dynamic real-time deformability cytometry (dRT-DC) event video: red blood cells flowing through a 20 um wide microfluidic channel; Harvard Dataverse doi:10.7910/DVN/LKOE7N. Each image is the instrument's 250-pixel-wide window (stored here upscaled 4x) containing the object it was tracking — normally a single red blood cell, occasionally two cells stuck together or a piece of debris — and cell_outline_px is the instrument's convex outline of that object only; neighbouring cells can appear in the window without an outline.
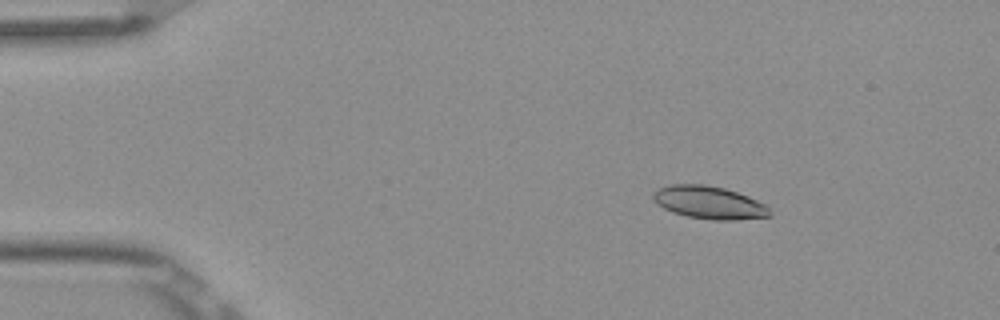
{"species": "Egyptian fruit bat (a non-hibernating species)", "species_latin": "Rousettus aegyptiacus", "temperature_condition": "room temperature", "stored_images_in_passage": 7, "camera_frame_rate_fps": 3000, "um_per_image_px": 0.085, "frame": {"image": 1, "passage_image": 2, "time_ms": 0.333, "image_size_px": [1000, 320], "cell_outline_px": [[772, 216], [736, 220], [712, 220], [688, 216], [672, 212], [656, 204], [652, 200], [652, 192], [660, 188], [672, 184], [704, 184], [724, 188], [748, 196], [768, 204]], "centroid_in_image_um": [60.29, 17.22], "position_along_channel_um": 24.7, "area_um2": 22.48}}
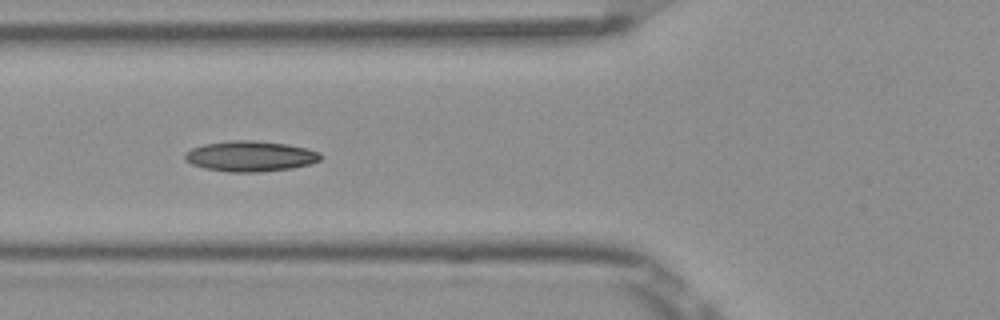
{"frame": {"image": 2, "passage_image": 5, "time_ms": 1.333, "image_size_px": [1000, 320], "cell_outline_px": [[320, 160], [308, 164], [292, 168], [260, 172], [228, 172], [204, 168], [192, 164], [184, 160], [184, 152], [192, 148], [204, 144], [232, 140], [252, 140], [288, 144], [308, 148], [320, 152]], "centroid_in_image_um": [21.25, 13.27], "position_along_channel_um": 104.5, "area_um2": 24.22}}
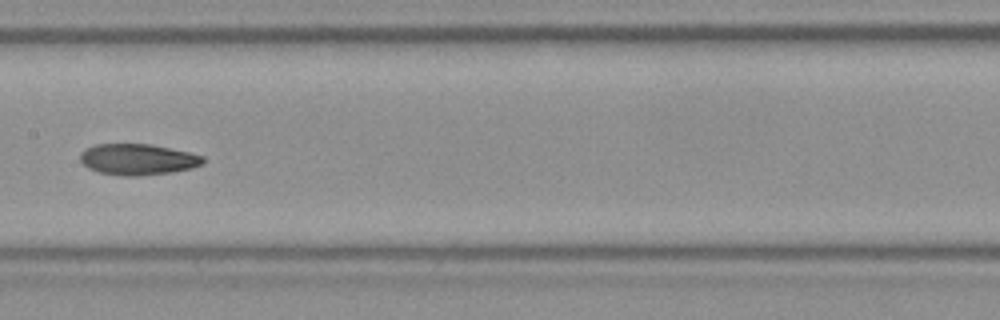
{"frame": {"image": 3, "passage_image": 7, "time_ms": 2.0, "image_size_px": [1000, 320], "cell_outline_px": [[204, 164], [192, 168], [172, 172], [136, 176], [128, 176], [100, 172], [88, 168], [80, 160], [80, 152], [84, 148], [96, 144], [152, 144], [188, 152], [204, 156]], "centroid_in_image_um": [11.71, 13.54], "position_along_channel_um": 195.7, "area_um2": 22.25}}